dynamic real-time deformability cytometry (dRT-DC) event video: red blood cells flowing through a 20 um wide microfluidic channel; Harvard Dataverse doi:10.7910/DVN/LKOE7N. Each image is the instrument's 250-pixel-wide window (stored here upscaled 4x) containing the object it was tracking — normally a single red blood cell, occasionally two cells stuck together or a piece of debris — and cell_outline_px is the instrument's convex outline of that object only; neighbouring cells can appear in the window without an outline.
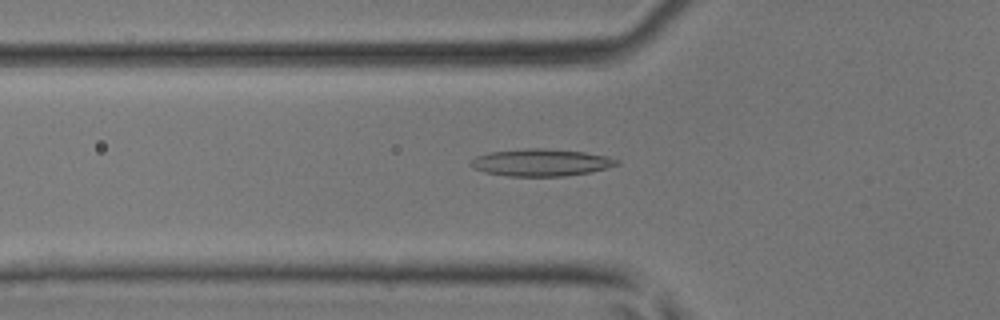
{"species": "common noctule bat (a hibernating species)", "species_latin": "Nyctalus noctula", "temperature_condition": "room temperature", "stored_images_in_passage": 45, "camera_frame_rate_fps": 3000, "um_per_image_px": 0.085, "animal": {"sex": "male", "body_mass_g": 17.9, "forearm_length_mm": 54.2}, "frame": {"image": 1, "passage_image": 16, "time_ms": 5.0, "image_size_px": [1000, 320], "cell_outline_px": [[620, 164], [588, 172], [564, 176], [508, 176], [484, 172], [472, 168], [468, 164], [476, 156], [488, 152], [528, 148], [544, 148], [584, 152], [604, 156], [620, 160]], "centroid_in_image_um": [45.92, 13.81], "position_along_channel_um": 79.9, "area_um2": 23.0}}
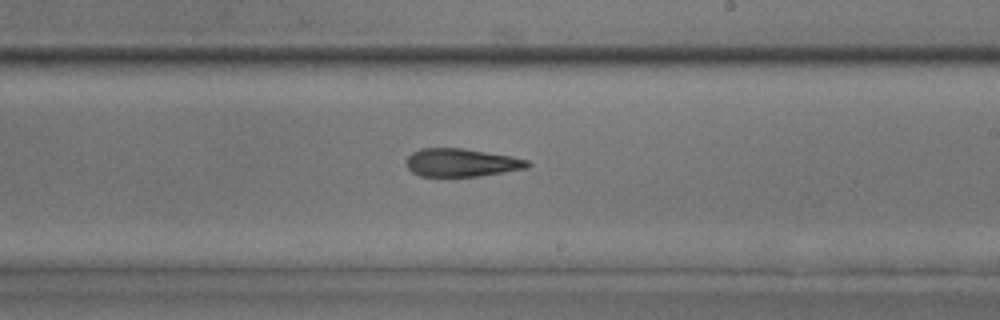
{"frame": {"image": 2, "passage_image": 27, "time_ms": 8.667, "image_size_px": [1000, 320], "cell_outline_px": [[532, 164], [528, 168], [480, 176], [420, 176], [412, 172], [408, 168], [408, 156], [412, 152], [420, 148], [464, 148], [512, 156], [528, 160]], "centroid_in_image_um": [39.26, 13.82], "position_along_channel_um": 249.7, "area_um2": 19.88}}
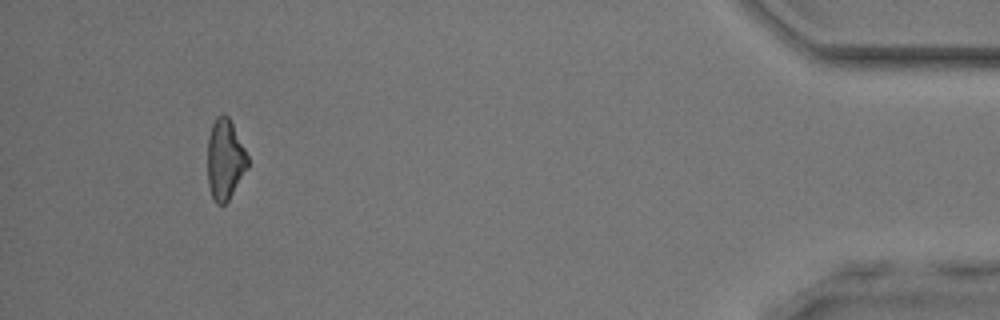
{"frame": {"image": 3, "passage_image": 42, "time_ms": 13.667, "image_size_px": [1000, 320], "cell_outline_px": [[248, 168], [228, 200], [224, 204], [216, 204], [212, 196], [208, 184], [208, 136], [212, 124], [216, 116], [224, 112], [228, 116], [248, 156]], "centroid_in_image_um": [19.12, 13.54], "position_along_channel_um": 416.1, "area_um2": 18.73}}